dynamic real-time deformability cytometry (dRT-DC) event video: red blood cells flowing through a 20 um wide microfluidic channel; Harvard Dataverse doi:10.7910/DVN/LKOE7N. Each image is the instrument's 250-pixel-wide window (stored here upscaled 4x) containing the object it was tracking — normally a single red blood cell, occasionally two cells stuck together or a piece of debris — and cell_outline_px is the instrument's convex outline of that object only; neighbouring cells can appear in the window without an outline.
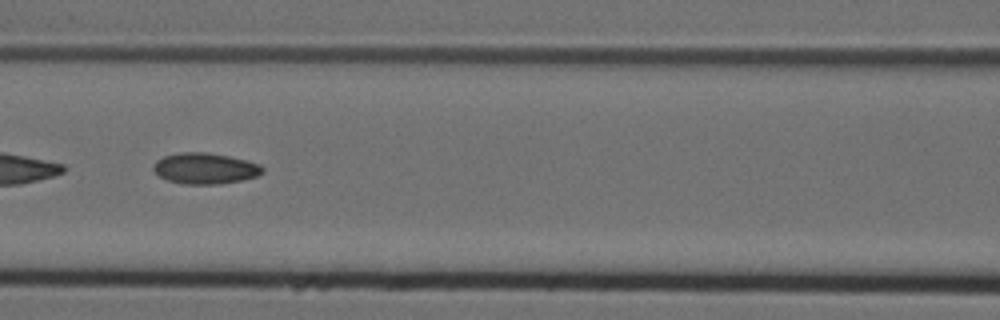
{"species": "Egyptian fruit bat (a non-hibernating species)", "species_latin": "Rousettus aegyptiacus", "temperature_condition": "cold", "stored_images_in_passage": 8, "camera_frame_rate_fps": 3000, "um_per_image_px": 0.085, "animal": {"sex": "female"}, "frame": {"image": 1, "passage_image": 8, "time_ms": 2.333, "image_size_px": [1000, 320], "cell_outline_px": [[264, 172], [256, 176], [240, 180], [220, 184], [184, 184], [168, 180], [160, 176], [152, 168], [156, 160], [164, 156], [180, 152], [208, 152], [228, 156], [260, 164], [264, 168]], "centroid_in_image_um": [17.42, 14.31], "position_along_channel_um": 149.2, "area_um2": 19.59}}